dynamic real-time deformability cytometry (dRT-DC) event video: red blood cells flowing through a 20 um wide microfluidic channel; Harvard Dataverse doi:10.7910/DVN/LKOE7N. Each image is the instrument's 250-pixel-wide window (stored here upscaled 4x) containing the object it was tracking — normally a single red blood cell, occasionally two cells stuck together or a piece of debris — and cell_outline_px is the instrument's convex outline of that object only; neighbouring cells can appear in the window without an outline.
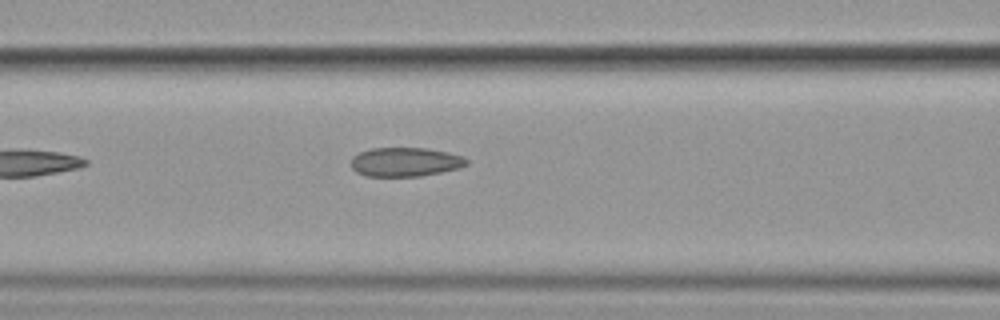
{"species": "common noctule bat (a hibernating species)", "species_latin": "Nyctalus noctula", "temperature_condition": "cold", "stored_images_in_passage": 5, "camera_frame_rate_fps": 3000, "um_per_image_px": 0.085, "animal": {"sex": "female", "body_mass_g": 19.9}, "frame": {"image": 1, "passage_image": 5, "time_ms": 5.667, "image_size_px": [1000, 320], "cell_outline_px": [[468, 164], [460, 168], [420, 176], [368, 176], [356, 172], [352, 168], [352, 156], [360, 152], [372, 148], [424, 148], [448, 152], [464, 156], [468, 160]], "centroid_in_image_um": [34.47, 13.76], "position_along_channel_um": 132.1, "area_um2": 19.54}}